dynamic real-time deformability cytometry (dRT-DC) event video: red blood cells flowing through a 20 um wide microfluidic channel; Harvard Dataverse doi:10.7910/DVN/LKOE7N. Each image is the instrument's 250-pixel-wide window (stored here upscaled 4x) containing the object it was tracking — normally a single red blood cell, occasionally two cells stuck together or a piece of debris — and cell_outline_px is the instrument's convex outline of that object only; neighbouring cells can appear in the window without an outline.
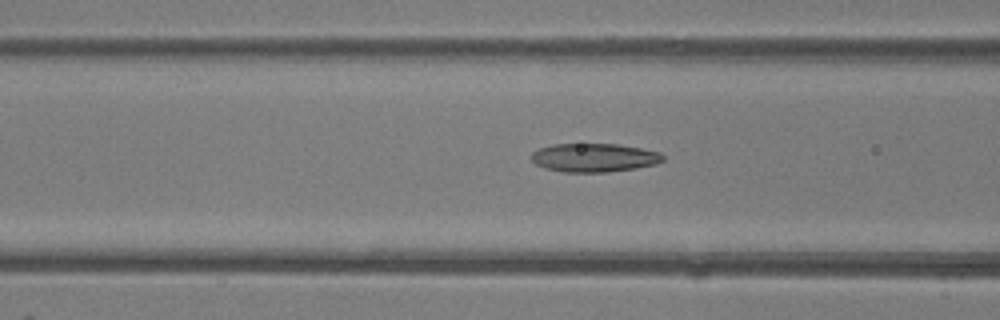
{"species": "common noctule bat (a hibernating species)", "species_latin": "Nyctalus noctula", "temperature_condition": "room temperature", "stored_images_in_passage": 35, "camera_frame_rate_fps": 3000, "um_per_image_px": 0.085, "animal": {"sex": "female"}, "frame": {"image": 1, "passage_image": 7, "time_ms": 2.0, "image_size_px": [1000, 320], "cell_outline_px": [[664, 160], [656, 164], [636, 168], [608, 172], [564, 172], [544, 168], [536, 164], [532, 160], [532, 152], [540, 148], [552, 144], [616, 144], [640, 148], [660, 152], [664, 156]], "centroid_in_image_um": [50.51, 13.4], "position_along_channel_um": 116.1, "area_um2": 21.91}}
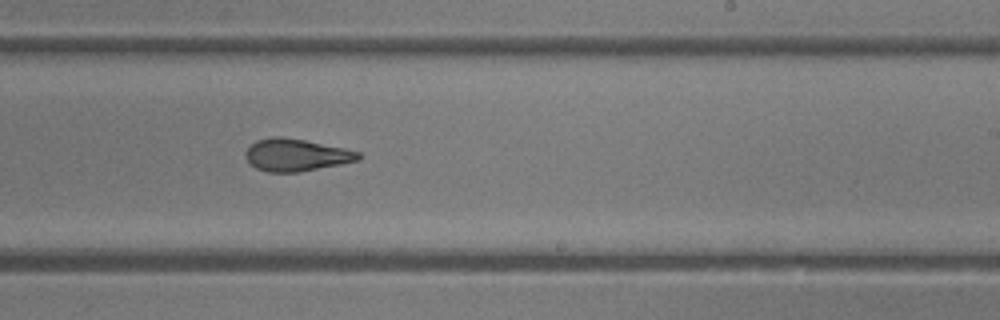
{"frame": {"image": 2, "passage_image": 17, "time_ms": 5.333, "image_size_px": [1000, 320], "cell_outline_px": [[360, 160], [300, 172], [268, 172], [256, 168], [248, 160], [248, 148], [256, 140], [272, 136], [280, 136], [304, 140], [344, 148], [360, 152]], "centroid_in_image_um": [25.2, 13.17], "position_along_channel_um": 263.8, "area_um2": 20.92}}
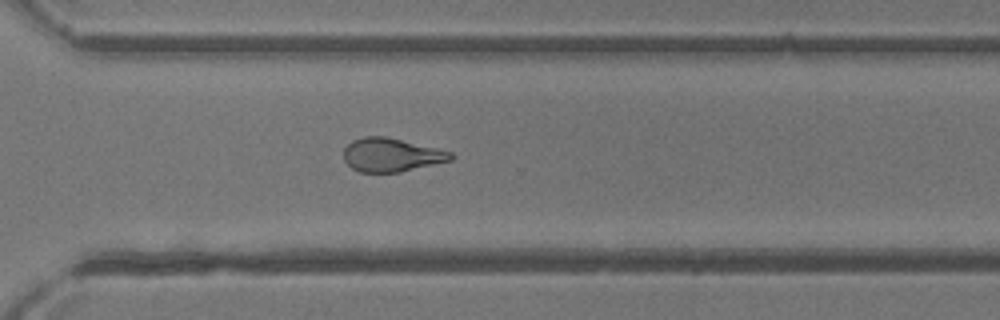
{"frame": {"image": 3, "passage_image": 22, "time_ms": 7.0, "image_size_px": [1000, 320], "cell_outline_px": [[456, 156], [452, 160], [400, 172], [360, 172], [352, 168], [344, 160], [344, 148], [352, 140], [364, 136], [384, 136], [436, 148], [452, 152]], "centroid_in_image_um": [33.26, 13.17], "position_along_channel_um": 337.3, "area_um2": 20.87}, "authors_computed_cell_mechanics": {"area_um2": 21.8484, "velocity_mm_per_s": 4.4321, "shape_relaxation_time_tau1_ms": 7.2271, "shape_relaxation_time_tau2_ms": 1.999, "deformation_change_tau1": 0.2214, "deformation_change_tau2": 0.1055}}